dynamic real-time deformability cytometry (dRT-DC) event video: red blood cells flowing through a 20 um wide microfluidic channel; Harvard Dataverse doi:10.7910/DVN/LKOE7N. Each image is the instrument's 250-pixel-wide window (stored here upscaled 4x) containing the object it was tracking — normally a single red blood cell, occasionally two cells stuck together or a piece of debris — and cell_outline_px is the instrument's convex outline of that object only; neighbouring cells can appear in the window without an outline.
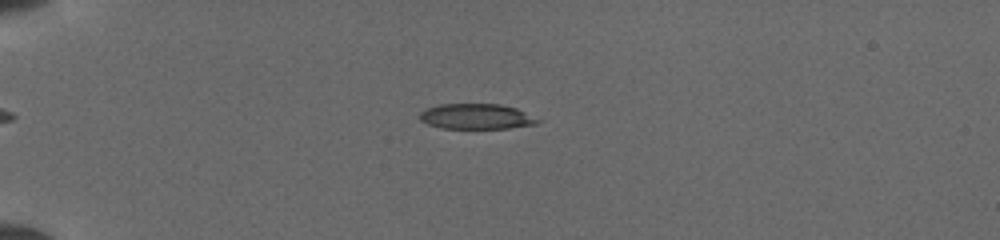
{"species": "common noctule bat (a hibernating species)", "species_latin": "Nyctalus noctula", "temperature_condition": "cold", "stored_images_in_passage": 39, "camera_frame_rate_fps": 3000, "um_per_image_px": 0.085, "animal": {"sex": "female", "body_mass_g": 19.5, "forearm_length_mm": 54.1}, "frame": {"image": 1, "passage_image": 3, "time_ms": 0.667, "image_size_px": [1000, 240], "cell_outline_px": [[540, 120], [536, 124], [508, 128], [440, 128], [428, 124], [420, 120], [420, 112], [428, 108], [440, 104], [500, 104], [516, 108]], "centroid_in_image_um": [40.47, 9.9], "position_along_channel_um": 44.5, "area_um2": 17.22}}
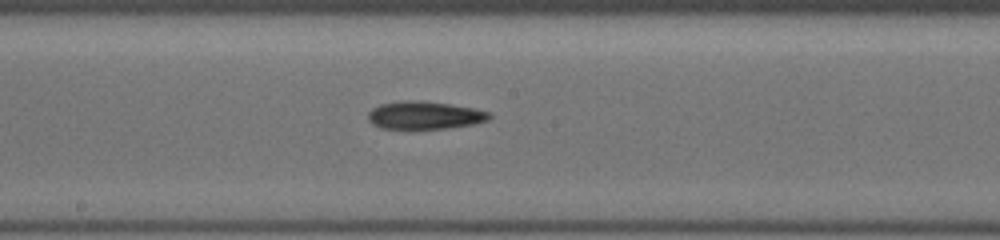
{"frame": {"image": 2, "passage_image": 18, "time_ms": 5.667, "image_size_px": [1000, 240], "cell_outline_px": [[492, 116], [488, 120], [476, 124], [448, 128], [408, 132], [380, 128], [372, 124], [368, 120], [368, 112], [372, 108], [380, 104], [408, 100], [448, 104], [472, 108], [492, 112]], "centroid_in_image_um": [36.06, 9.86], "position_along_channel_um": 212.1, "area_um2": 20.46}}
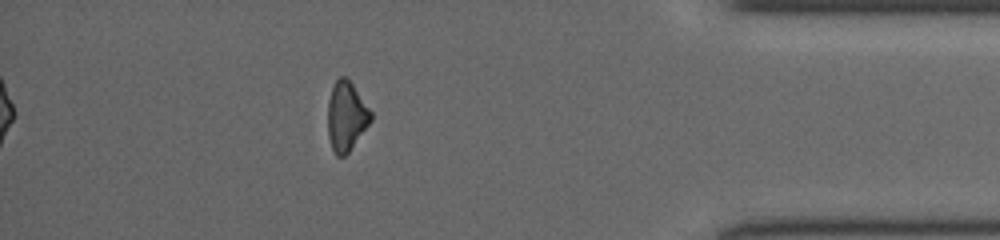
{"frame": {"image": 3, "passage_image": 34, "time_ms": 11.0, "image_size_px": [1000, 240], "cell_outline_px": [[372, 120], [348, 152], [344, 156], [336, 156], [332, 148], [328, 136], [328, 100], [332, 84], [340, 76], [344, 76], [352, 84], [372, 112]], "centroid_in_image_um": [29.42, 9.87], "position_along_channel_um": 405.8, "area_um2": 17.28}}